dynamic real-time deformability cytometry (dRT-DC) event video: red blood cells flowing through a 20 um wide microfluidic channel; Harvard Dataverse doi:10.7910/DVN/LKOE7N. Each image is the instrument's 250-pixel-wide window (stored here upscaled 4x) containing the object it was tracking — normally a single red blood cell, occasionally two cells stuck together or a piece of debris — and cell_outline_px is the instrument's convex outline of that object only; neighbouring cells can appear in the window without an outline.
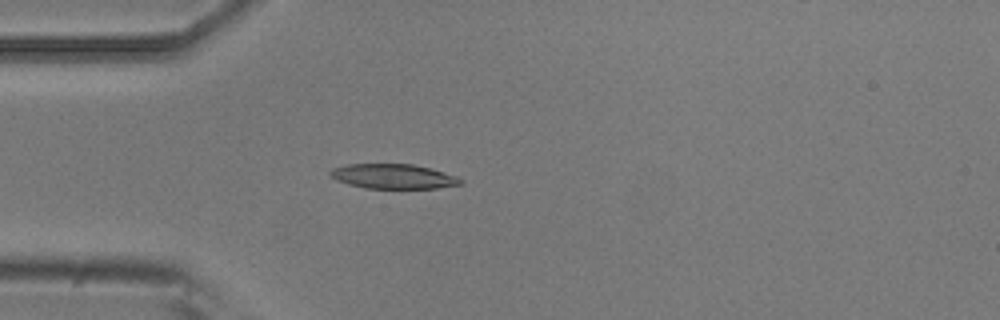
{"species": "common noctule bat (a hibernating species)", "species_latin": "Nyctalus noctula", "temperature_condition": "room temperature", "stored_images_in_passage": 6, "camera_frame_rate_fps": 3000, "um_per_image_px": 0.085, "animal": {"sex": "male", "body_mass_g": 20.5, "forearm_length_mm": 52.5}, "frame": {"image": 1, "passage_image": 5, "time_ms": 1.333, "image_size_px": [1000, 320], "cell_outline_px": [[464, 184], [436, 188], [364, 188], [348, 184], [336, 180], [328, 176], [328, 172], [332, 168], [348, 164], [412, 164], [444, 172], [456, 176], [464, 180]], "centroid_in_image_um": [33.4, 14.99], "position_along_channel_um": 51.6, "area_um2": 18.84}}